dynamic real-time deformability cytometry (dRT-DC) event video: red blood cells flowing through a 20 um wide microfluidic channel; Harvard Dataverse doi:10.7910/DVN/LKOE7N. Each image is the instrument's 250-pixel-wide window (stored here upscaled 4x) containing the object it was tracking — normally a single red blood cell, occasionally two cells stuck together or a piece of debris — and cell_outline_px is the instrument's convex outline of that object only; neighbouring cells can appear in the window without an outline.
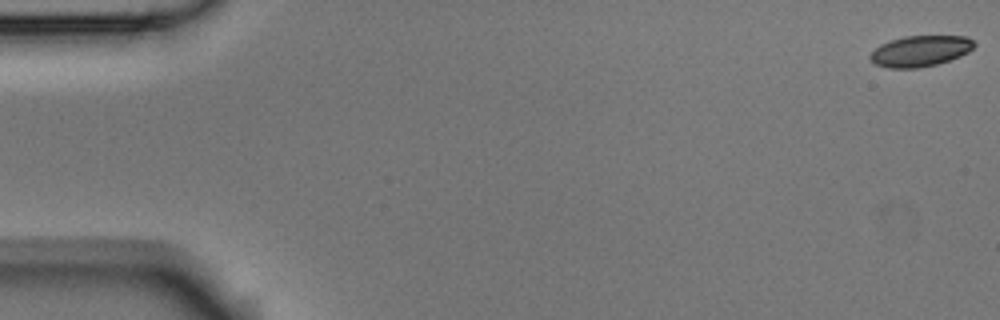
{"species": "Egyptian fruit bat (a non-hibernating species)", "species_latin": "Rousettus aegyptiacus", "temperature_condition": "room temperature", "stored_images_in_passage": 5, "camera_frame_rate_fps": 3000, "um_per_image_px": 0.085, "animal": {"sex": "male"}, "frame": {"image": 1, "passage_image": 1, "time_ms": 0.0, "image_size_px": [1000, 320], "cell_outline_px": [[976, 44], [968, 52], [960, 56], [936, 64], [920, 68], [888, 68], [876, 64], [868, 56], [880, 44], [904, 36], [968, 36]], "centroid_in_image_um": [78.23, 4.33], "position_along_channel_um": 6.8, "area_um2": 18.61}}